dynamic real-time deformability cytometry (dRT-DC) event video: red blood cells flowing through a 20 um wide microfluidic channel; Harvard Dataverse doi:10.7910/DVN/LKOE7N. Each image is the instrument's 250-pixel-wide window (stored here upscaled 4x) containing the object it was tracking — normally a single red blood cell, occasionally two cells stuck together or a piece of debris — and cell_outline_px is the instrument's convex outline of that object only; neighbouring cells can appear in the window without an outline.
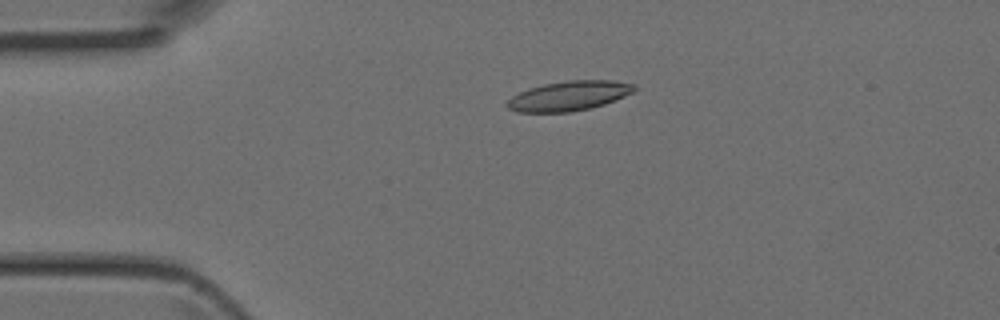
{"species": "Egyptian fruit bat (a non-hibernating species)", "species_latin": "Rousettus aegyptiacus", "temperature_condition": "room temperature", "stored_images_in_passage": 6, "camera_frame_rate_fps": 3000, "um_per_image_px": 0.085, "animal": {"sex": "female"}, "frame": {"image": 1, "passage_image": 3, "time_ms": 0.667, "image_size_px": [1000, 320], "cell_outline_px": [[636, 88], [632, 92], [624, 96], [604, 104], [572, 112], [516, 112], [508, 108], [504, 104], [512, 96], [528, 88], [544, 84], [568, 80], [612, 80], [636, 84]], "centroid_in_image_um": [48.33, 8.14], "position_along_channel_um": 36.7, "area_um2": 21.96}}
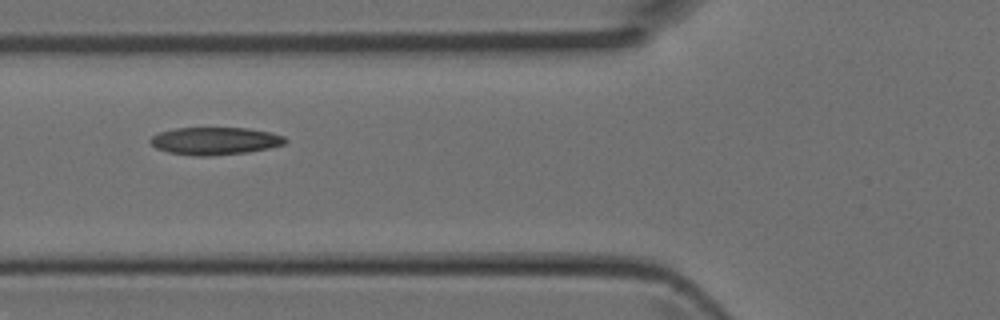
{"frame": {"image": 2, "passage_image": 5, "time_ms": 1.333, "image_size_px": [1000, 320], "cell_outline_px": [[288, 140], [284, 144], [268, 148], [248, 152], [208, 156], [192, 156], [168, 152], [156, 148], [148, 140], [152, 136], [160, 132], [176, 128], [248, 128], [272, 132], [284, 136]], "centroid_in_image_um": [18.28, 11.98], "position_along_channel_um": 107.5, "area_um2": 21.73}}
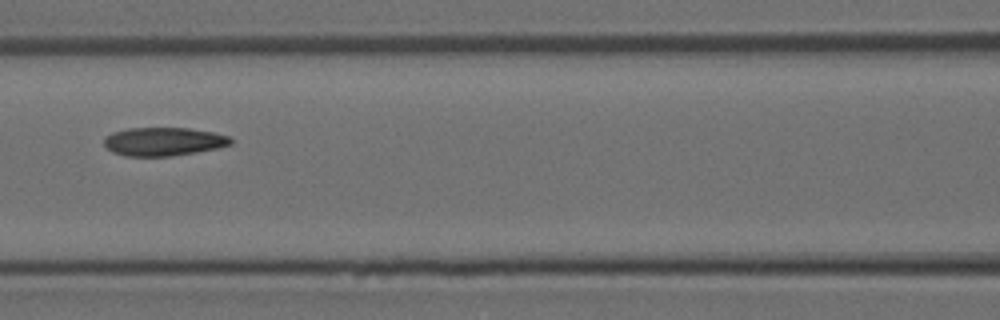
{"frame": {"image": 3, "passage_image": 6, "time_ms": 1.667, "image_size_px": [1000, 320], "cell_outline_px": [[232, 144], [216, 148], [196, 152], [172, 156], [124, 156], [112, 152], [104, 144], [104, 136], [112, 132], [128, 128], [188, 128], [216, 132], [228, 136], [232, 140]], "centroid_in_image_um": [13.88, 12.03], "position_along_channel_um": 152.7, "area_um2": 21.1}}